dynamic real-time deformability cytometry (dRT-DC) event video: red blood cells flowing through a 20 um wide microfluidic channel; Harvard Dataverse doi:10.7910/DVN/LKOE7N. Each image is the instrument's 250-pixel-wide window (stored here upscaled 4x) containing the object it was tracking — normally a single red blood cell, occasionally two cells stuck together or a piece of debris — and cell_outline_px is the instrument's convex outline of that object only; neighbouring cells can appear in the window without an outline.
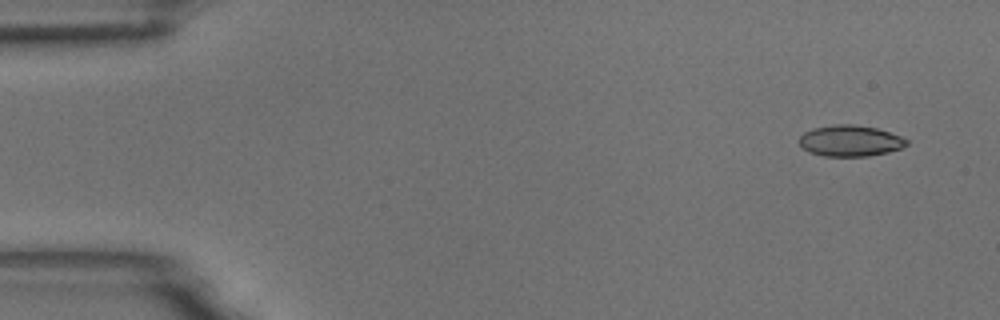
{"species": "common noctule bat (a hibernating species)", "species_latin": "Nyctalus noctula", "temperature_condition": "room temperature", "stored_images_in_passage": 4, "camera_frame_rate_fps": 3000, "um_per_image_px": 0.085, "animal": {"sex": "male", "body_mass_g": 18.8}, "frame": {"image": 1, "passage_image": 1, "time_ms": 0.0, "image_size_px": [1000, 320], "cell_outline_px": [[908, 144], [900, 148], [888, 152], [868, 156], [824, 156], [808, 152], [800, 144], [800, 136], [804, 132], [812, 128], [836, 124], [852, 124], [876, 128], [900, 136], [908, 140]], "centroid_in_image_um": [72.25, 11.97], "position_along_channel_um": 12.8, "area_um2": 19.36}}
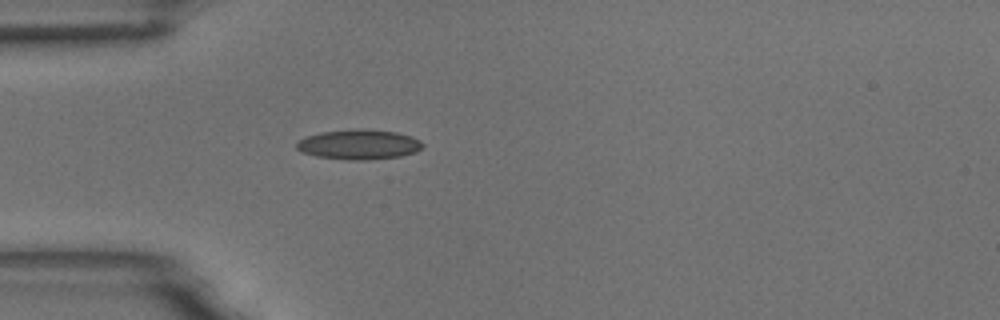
{"frame": {"image": 2, "passage_image": 4, "time_ms": 1.0, "image_size_px": [1000, 320], "cell_outline_px": [[424, 148], [416, 152], [400, 156], [368, 160], [352, 160], [316, 156], [300, 152], [296, 148], [296, 144], [304, 136], [320, 132], [396, 132], [412, 136], [420, 140], [424, 144]], "centroid_in_image_um": [30.52, 12.34], "position_along_channel_um": 54.5, "area_um2": 21.1}}